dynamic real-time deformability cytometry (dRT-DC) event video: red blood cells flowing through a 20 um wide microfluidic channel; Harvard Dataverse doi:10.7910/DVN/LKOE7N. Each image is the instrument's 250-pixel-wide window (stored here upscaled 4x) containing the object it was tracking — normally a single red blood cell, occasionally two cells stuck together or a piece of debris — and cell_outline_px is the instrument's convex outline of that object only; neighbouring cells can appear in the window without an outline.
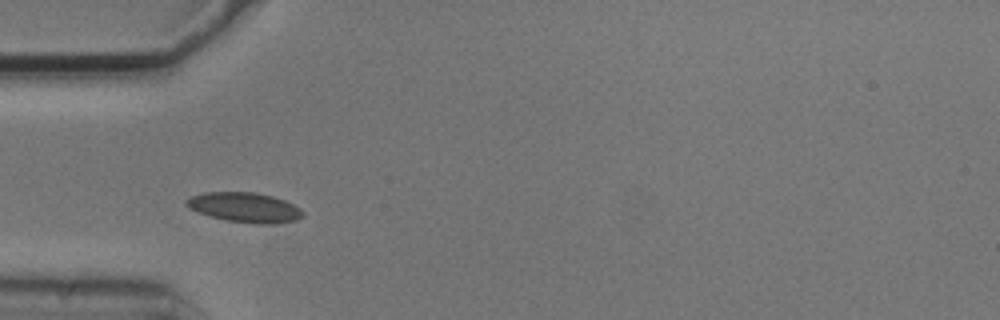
{"species": "common noctule bat (a hibernating species)", "species_latin": "Nyctalus noctula", "temperature_condition": "cold", "stored_images_in_passage": 2, "camera_frame_rate_fps": 3000, "um_per_image_px": 0.085, "animal": {"sex": "male", "body_mass_g": 20.5, "forearm_length_mm": 52.5}, "frame": {"image": 1, "passage_image": 1, "time_ms": 0.0, "image_size_px": [1000, 320], "cell_outline_px": [[304, 216], [296, 220], [264, 224], [256, 224], [224, 220], [208, 216], [188, 208], [184, 204], [184, 200], [188, 196], [204, 192], [256, 192], [272, 196], [284, 200], [300, 208], [304, 212]], "centroid_in_image_um": [20.73, 17.62], "position_along_channel_um": 64.3, "area_um2": 20.46}}
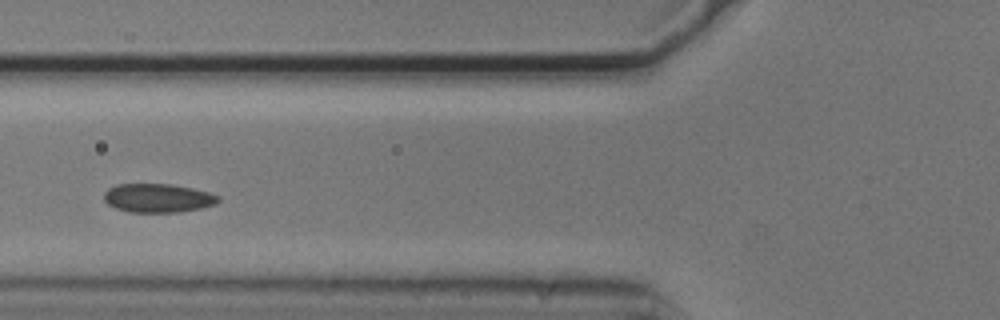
{"frame": {"image": 2, "passage_image": 2, "time_ms": 0.333, "image_size_px": [1000, 320], "cell_outline_px": [[220, 200], [216, 204], [200, 208], [180, 212], [128, 212], [116, 208], [108, 204], [104, 200], [104, 192], [108, 188], [116, 184], [172, 184], [192, 188], [208, 192], [220, 196]], "centroid_in_image_um": [13.42, 16.83], "position_along_channel_um": 112.4, "area_um2": 19.25}}